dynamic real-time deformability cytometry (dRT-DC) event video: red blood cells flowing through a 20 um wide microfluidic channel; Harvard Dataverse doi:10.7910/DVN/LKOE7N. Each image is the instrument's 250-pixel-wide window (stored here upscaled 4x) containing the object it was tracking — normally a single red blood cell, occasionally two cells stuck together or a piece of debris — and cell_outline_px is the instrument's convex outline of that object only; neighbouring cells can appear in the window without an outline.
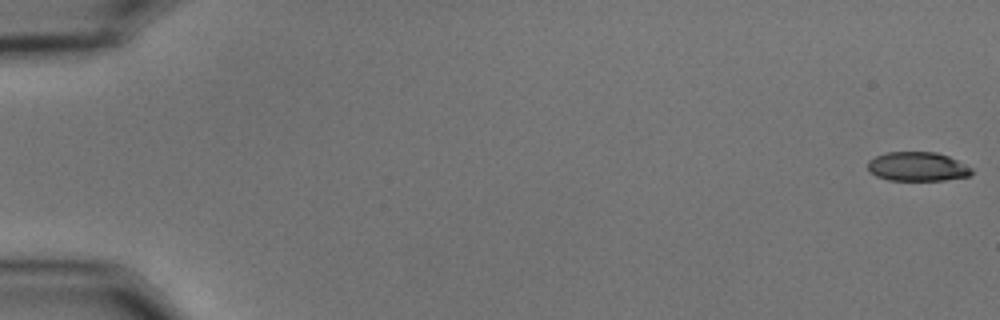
{"species": "common noctule bat (a hibernating species)", "species_latin": "Nyctalus noctula", "temperature_condition": "cold", "stored_images_in_passage": 56, "camera_frame_rate_fps": 3000, "um_per_image_px": 0.085, "animal": {"sex": "male", "body_mass_g": 15.6}, "frame": {"image": 1, "passage_image": 1, "time_ms": 0.0, "image_size_px": [1000, 320], "cell_outline_px": [[972, 172], [968, 176], [944, 180], [888, 180], [876, 176], [868, 168], [868, 160], [876, 156], [888, 152], [936, 152], [948, 156], [972, 168]], "centroid_in_image_um": [77.97, 14.16], "position_along_channel_um": 7.0, "area_um2": 17.46}}
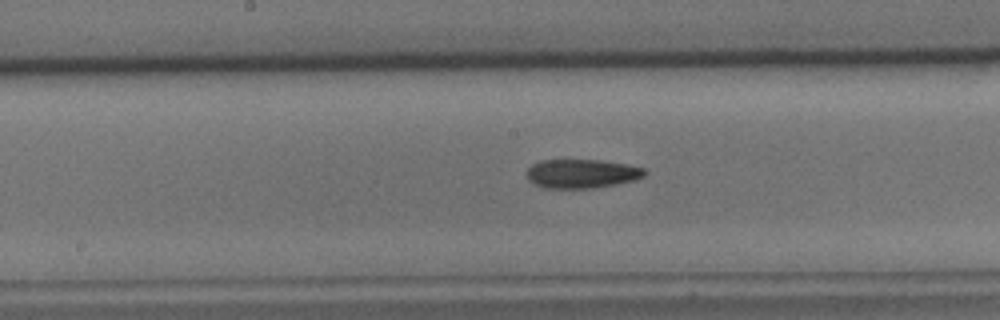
{"frame": {"image": 2, "passage_image": 30, "time_ms": 9.667, "image_size_px": [1000, 320], "cell_outline_px": [[648, 172], [644, 176], [636, 180], [616, 184], [592, 188], [544, 188], [532, 184], [528, 180], [528, 168], [532, 164], [540, 160], [600, 160], [628, 164], [644, 168]], "centroid_in_image_um": [49.46, 14.76], "position_along_channel_um": 198.7, "area_um2": 20.06}}
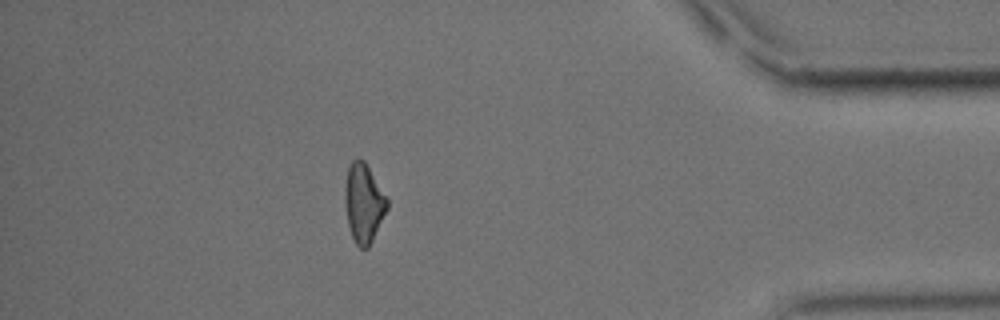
{"frame": {"image": 3, "passage_image": 50, "time_ms": 16.333, "image_size_px": [1000, 320], "cell_outline_px": [[388, 208], [368, 248], [360, 248], [356, 244], [352, 236], [348, 224], [344, 204], [344, 188], [348, 168], [352, 160], [364, 160], [388, 200]], "centroid_in_image_um": [30.89, 17.27], "position_along_channel_um": 404.3, "area_um2": 19.19}, "authors_computed_cell_mechanics": {"area_um2": 19.7387, "velocity_mm_per_s": 3.6424, "shape_relaxation_time_tau1_ms": 4.1688, "shape_relaxation_time_tau2_ms": 10.3741, "deformation_change_tau1": 0.1474, "deformation_change_tau2": 0.2034}}